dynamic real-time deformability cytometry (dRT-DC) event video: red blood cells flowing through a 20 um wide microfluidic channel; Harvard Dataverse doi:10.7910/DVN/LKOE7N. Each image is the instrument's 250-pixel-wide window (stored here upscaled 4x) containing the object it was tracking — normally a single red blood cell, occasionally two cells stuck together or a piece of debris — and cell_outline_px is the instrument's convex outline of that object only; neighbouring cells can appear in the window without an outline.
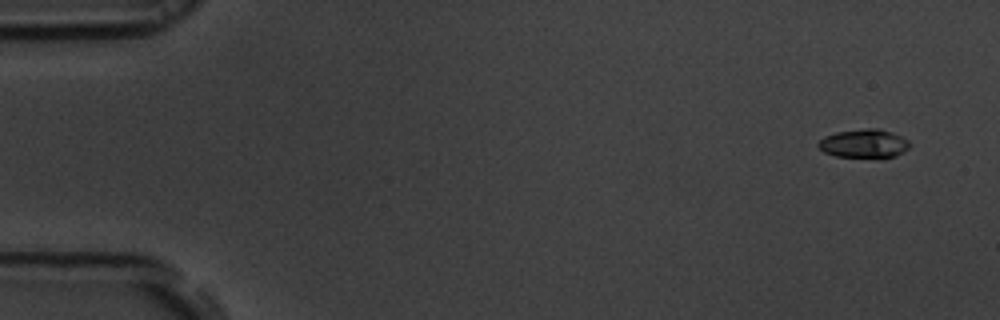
{"species": "common noctule bat (a hibernating species)", "species_latin": "Nyctalus noctula", "temperature_condition": "room temperature", "stored_images_in_passage": 16, "camera_frame_rate_fps": 3000, "um_per_image_px": 0.085, "animal": {"sex": "male", "body_mass_g": 19.5, "forearm_length_mm": 54.6}, "frame": {"image": 1, "passage_image": 1, "time_ms": 0.0, "image_size_px": [1000, 320], "cell_outline_px": [[912, 144], [904, 152], [896, 156], [836, 156], [824, 152], [816, 144], [824, 136], [836, 132], [868, 128], [880, 128], [900, 136], [908, 140]], "centroid_in_image_um": [73.44, 12.18], "position_along_channel_um": 11.6, "area_um2": 14.97}}
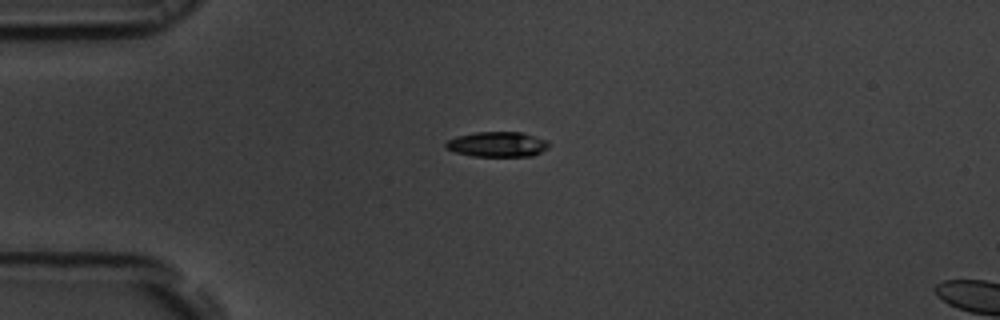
{"frame": {"image": 2, "passage_image": 12, "time_ms": 3.667, "image_size_px": [1000, 320], "cell_outline_px": [[548, 148], [532, 156], [472, 156], [456, 152], [444, 148], [444, 144], [448, 140], [456, 136], [476, 132], [524, 132], [548, 140]], "centroid_in_image_um": [42.27, 12.26], "position_along_channel_um": 42.7, "area_um2": 15.2}}